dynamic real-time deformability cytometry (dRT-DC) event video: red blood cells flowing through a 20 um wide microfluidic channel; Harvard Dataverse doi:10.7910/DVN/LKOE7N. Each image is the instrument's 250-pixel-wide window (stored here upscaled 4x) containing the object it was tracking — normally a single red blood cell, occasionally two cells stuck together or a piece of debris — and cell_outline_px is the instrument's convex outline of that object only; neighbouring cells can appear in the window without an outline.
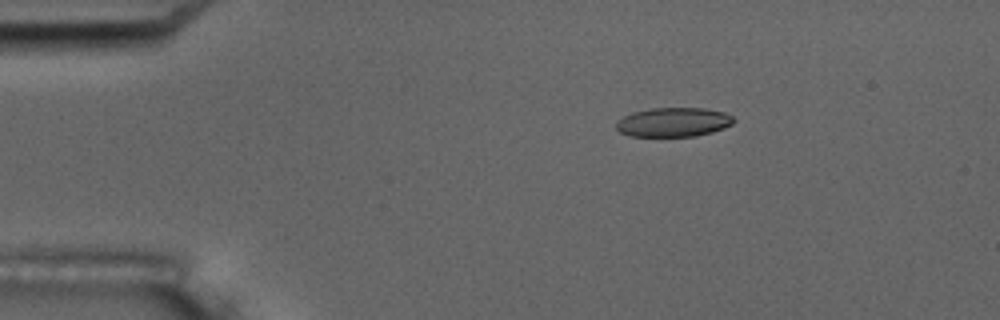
{"species": "common noctule bat (a hibernating species)", "species_latin": "Nyctalus noctula", "temperature_condition": "room temperature", "stored_images_in_passage": 5, "camera_frame_rate_fps": 3000, "um_per_image_px": 0.085, "animal": {"sex": "male", "body_mass_g": 17.5, "forearm_length_mm": 52.3}, "frame": {"image": 1, "passage_image": 3, "time_ms": 2.333, "image_size_px": [1000, 320], "cell_outline_px": [[736, 120], [732, 124], [724, 128], [712, 132], [696, 136], [632, 136], [620, 132], [616, 128], [616, 120], [632, 112], [652, 108], [704, 108], [724, 112], [732, 116]], "centroid_in_image_um": [57.25, 10.38], "position_along_channel_um": 27.8, "area_um2": 20.06}}